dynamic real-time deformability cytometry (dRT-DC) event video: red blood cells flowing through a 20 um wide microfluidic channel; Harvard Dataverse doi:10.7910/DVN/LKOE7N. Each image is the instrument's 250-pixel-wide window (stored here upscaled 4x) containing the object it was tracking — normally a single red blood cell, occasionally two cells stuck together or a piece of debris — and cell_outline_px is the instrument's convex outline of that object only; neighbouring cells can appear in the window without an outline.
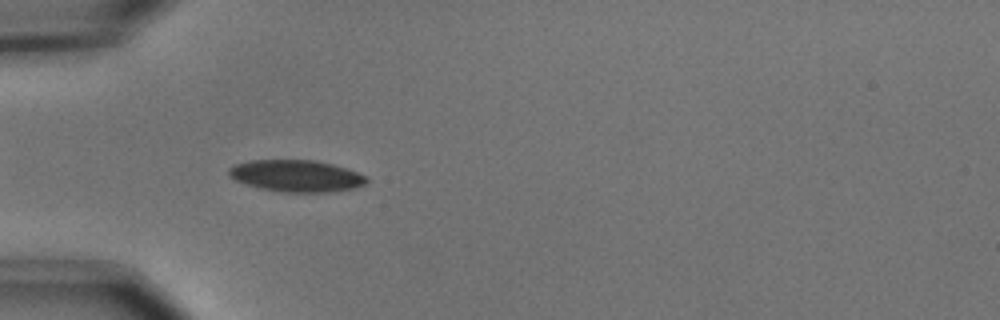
{"species": "common noctule bat (a hibernating species)", "species_latin": "Nyctalus noctula", "temperature_condition": "cold", "stored_images_in_passage": 55, "camera_frame_rate_fps": 3000, "um_per_image_px": 0.085, "animal": {"sex": "male", "body_mass_g": 15.6}, "frame": {"image": 1, "passage_image": 17, "time_ms": 5.333, "image_size_px": [1000, 320], "cell_outline_px": [[368, 180], [364, 184], [356, 188], [328, 192], [284, 192], [260, 188], [244, 184], [228, 176], [228, 168], [236, 164], [248, 160], [316, 160], [332, 164], [368, 176]], "centroid_in_image_um": [25.17, 14.95], "position_along_channel_um": 59.8, "area_um2": 25.55}}
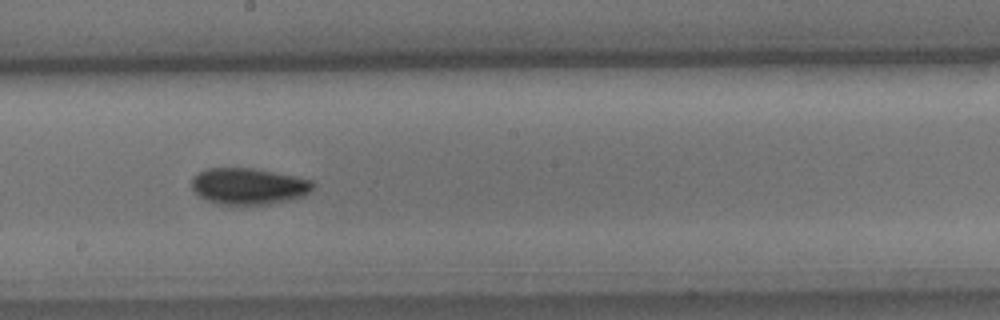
{"frame": {"image": 2, "passage_image": 31, "time_ms": 10.0, "image_size_px": [1000, 320], "cell_outline_px": [[316, 184], [304, 196], [288, 200], [268, 204], [220, 204], [208, 200], [200, 196], [192, 188], [192, 176], [208, 168], [252, 168], [312, 180]], "centroid_in_image_um": [21.13, 15.82], "position_along_channel_um": 227.1, "area_um2": 25.37}}
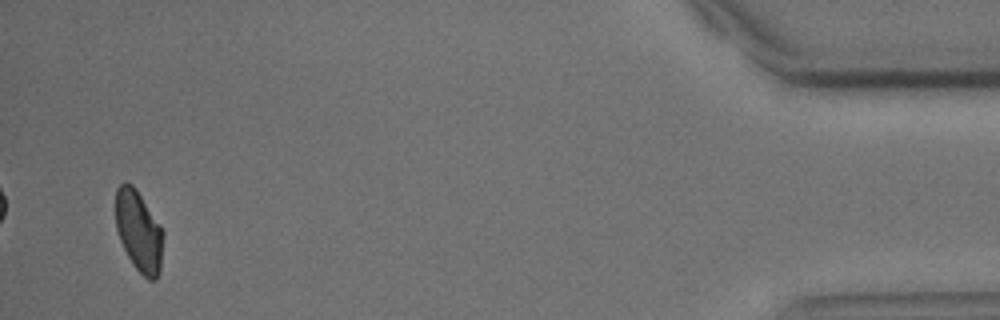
{"frame": {"image": 3, "passage_image": 53, "time_ms": 17.333, "image_size_px": [1000, 320], "cell_outline_px": [[164, 236], [160, 272], [156, 280], [148, 280], [132, 264], [120, 240], [116, 228], [116, 188], [120, 184], [132, 184], [136, 188], [160, 224], [164, 232]], "centroid_in_image_um": [11.82, 19.67], "position_along_channel_um": 423.4, "area_um2": 22.54}, "authors_computed_cell_mechanics": {"area_um2": 23.8714, "velocity_mm_per_s": 3.6822, "shape_relaxation_time_tau1_ms": 2.8695, "shape_relaxation_time_tau2_ms": null, "deformation_change_tau1": 0.095, "deformation_change_tau2": null}}